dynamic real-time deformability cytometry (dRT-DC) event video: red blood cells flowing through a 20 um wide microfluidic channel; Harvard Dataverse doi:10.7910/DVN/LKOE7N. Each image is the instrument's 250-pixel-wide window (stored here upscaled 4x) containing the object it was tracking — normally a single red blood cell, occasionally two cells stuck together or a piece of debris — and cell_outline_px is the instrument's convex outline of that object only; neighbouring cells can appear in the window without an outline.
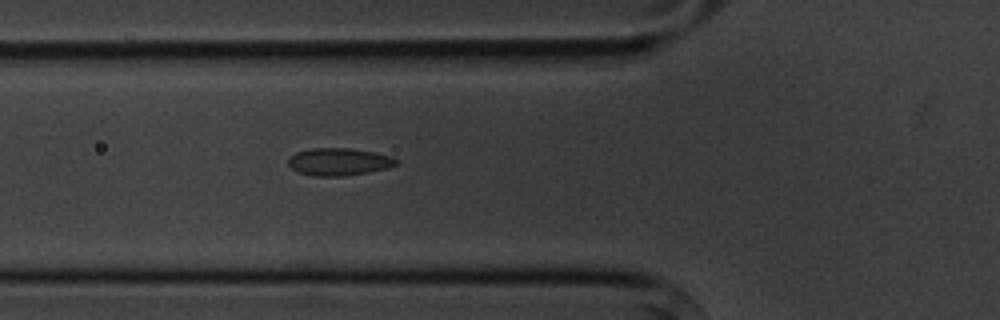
{"species": "common noctule bat (a hibernating species)", "species_latin": "Nyctalus noctula", "temperature_condition": "cold", "stored_images_in_passage": 2, "camera_frame_rate_fps": 3000, "um_per_image_px": 0.085, "animal": {"sex": "male", "body_mass_g": 20.1, "forearm_length_mm": 53.5}, "frame": {"image": 1, "passage_image": 2, "time_ms": 1.0, "image_size_px": [1000, 320], "cell_outline_px": [[400, 164], [388, 168], [368, 172], [344, 176], [316, 176], [296, 172], [288, 164], [288, 160], [296, 152], [312, 148], [352, 148], [392, 156], [400, 160]], "centroid_in_image_um": [28.85, 13.75], "position_along_channel_um": 96.9, "area_um2": 17.4}}